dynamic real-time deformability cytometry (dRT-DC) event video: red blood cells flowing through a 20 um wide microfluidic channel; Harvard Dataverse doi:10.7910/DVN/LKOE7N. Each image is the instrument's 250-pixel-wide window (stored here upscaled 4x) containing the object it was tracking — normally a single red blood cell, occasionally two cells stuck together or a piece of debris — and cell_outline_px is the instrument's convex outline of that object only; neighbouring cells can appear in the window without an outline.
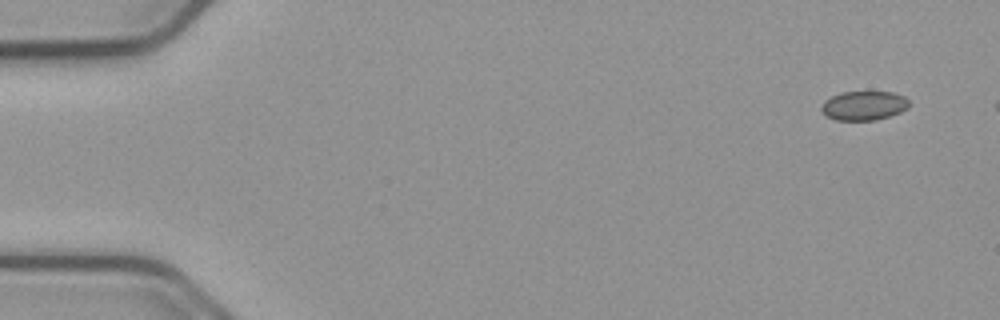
{"species": "common noctule bat (a hibernating species)", "species_latin": "Nyctalus noctula", "temperature_condition": "cold", "stored_images_in_passage": 11, "camera_frame_rate_fps": 3000, "um_per_image_px": 0.085, "animal": {"sex": "male", "body_mass_g": 23.1, "forearm_length_mm": 52.7}, "frame": {"image": 1, "passage_image": 1, "time_ms": 0.0, "image_size_px": [1000, 320], "cell_outline_px": [[908, 108], [900, 112], [876, 120], [836, 120], [824, 116], [820, 108], [820, 104], [824, 100], [840, 92], [892, 92], [904, 96], [908, 100]], "centroid_in_image_um": [73.37, 8.98], "position_along_channel_um": 11.6, "area_um2": 15.03}}